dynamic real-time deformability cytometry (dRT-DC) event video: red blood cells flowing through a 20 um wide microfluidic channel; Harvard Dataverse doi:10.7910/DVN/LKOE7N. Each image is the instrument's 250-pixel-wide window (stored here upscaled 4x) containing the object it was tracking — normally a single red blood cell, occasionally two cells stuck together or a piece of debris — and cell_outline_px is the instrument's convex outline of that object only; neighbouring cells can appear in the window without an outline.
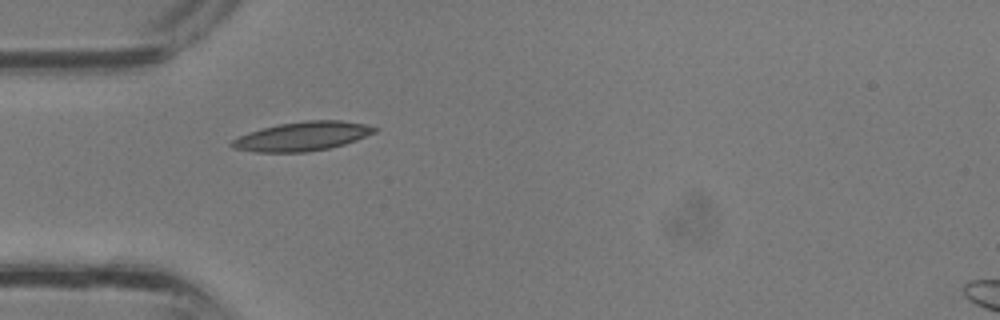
{"species": "common noctule bat (a hibernating species)", "species_latin": "Nyctalus noctula", "temperature_condition": "room temperature", "stored_images_in_passage": 23, "camera_frame_rate_fps": 3000, "um_per_image_px": 0.085, "animal": {"sex": "male", "body_mass_g": 13.3}, "frame": {"image": 1, "passage_image": 1, "time_ms": 0.0, "image_size_px": [1000, 320], "cell_outline_px": [[380, 128], [376, 132], [356, 140], [344, 144], [328, 148], [308, 152], [256, 152], [232, 148], [228, 144], [232, 140], [248, 132], [280, 124], [308, 120], [340, 120], [364, 124]], "centroid_in_image_um": [25.7, 11.59], "position_along_channel_um": 59.3, "area_um2": 24.04}}
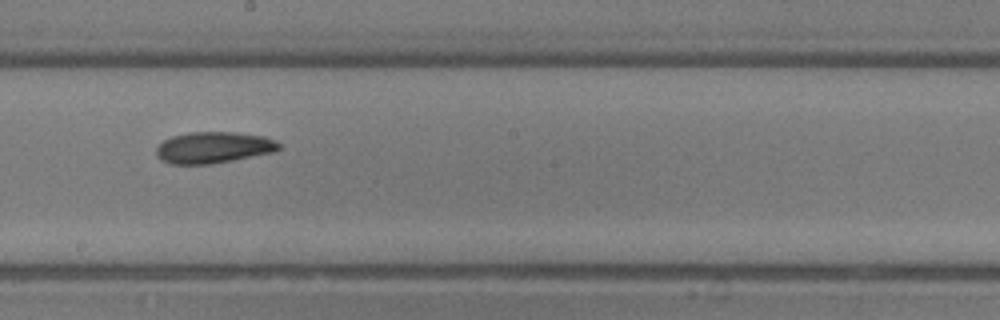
{"frame": {"image": 2, "passage_image": 10, "time_ms": 3.0, "image_size_px": [1000, 320], "cell_outline_px": [[280, 148], [276, 152], [212, 164], [168, 164], [160, 160], [156, 156], [156, 148], [164, 140], [172, 136], [188, 132], [236, 132], [264, 136], [276, 140], [280, 144]], "centroid_in_image_um": [18.15, 12.54], "position_along_channel_um": 230.0, "area_um2": 22.72}}
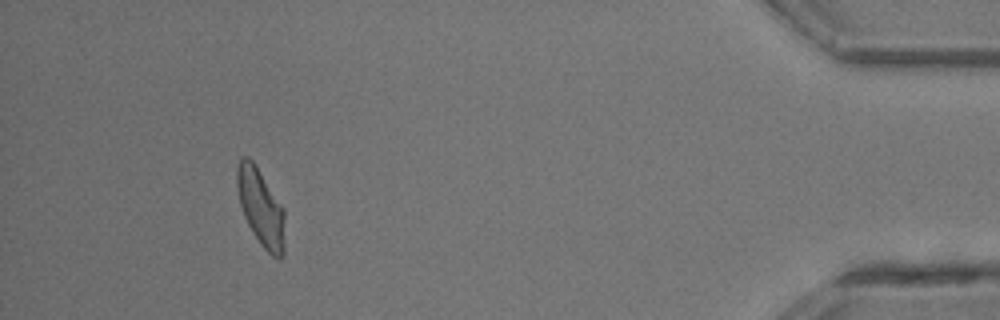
{"frame": {"image": 3, "passage_image": 20, "time_ms": 6.333, "image_size_px": [1000, 320], "cell_outline_px": [[284, 252], [280, 260], [272, 256], [260, 244], [252, 232], [244, 216], [240, 204], [236, 184], [236, 168], [240, 160], [244, 156], [248, 156], [252, 160], [284, 208]], "centroid_in_image_um": [22.16, 17.65], "position_along_channel_um": 413.0, "area_um2": 21.44}}